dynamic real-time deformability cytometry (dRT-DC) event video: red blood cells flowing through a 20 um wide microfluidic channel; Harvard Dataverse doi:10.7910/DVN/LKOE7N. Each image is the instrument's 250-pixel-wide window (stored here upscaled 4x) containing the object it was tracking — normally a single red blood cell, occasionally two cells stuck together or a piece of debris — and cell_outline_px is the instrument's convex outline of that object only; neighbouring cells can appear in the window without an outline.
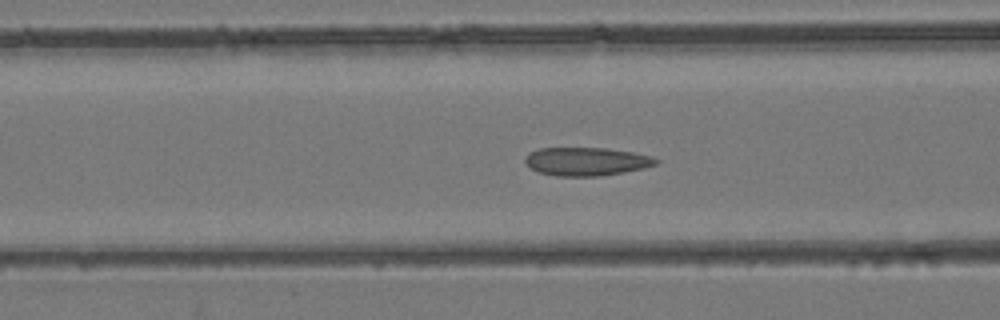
{"species": "common noctule bat (a hibernating species)", "species_latin": "Nyctalus noctula", "temperature_condition": "room temperature", "stored_images_in_passage": 37, "camera_frame_rate_fps": 3000, "um_per_image_px": 0.085, "animal": {"sex": "female", "body_mass_g": 24.6, "forearm_length_mm": 56.2}, "frame": {"image": 1, "passage_image": 12, "time_ms": 3.667, "image_size_px": [1000, 320], "cell_outline_px": [[660, 160], [656, 164], [644, 168], [624, 172], [600, 176], [556, 176], [536, 172], [524, 160], [524, 156], [528, 152], [540, 148], [608, 148], [632, 152], [652, 156]], "centroid_in_image_um": [49.83, 13.72], "position_along_channel_um": 116.8, "area_um2": 21.73}}
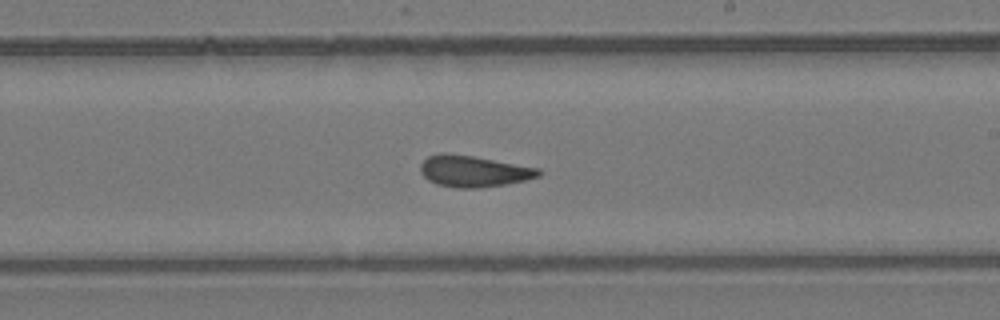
{"frame": {"image": 2, "passage_image": 21, "time_ms": 6.667, "image_size_px": [1000, 320], "cell_outline_px": [[544, 172], [540, 176], [524, 180], [504, 184], [480, 188], [456, 188], [436, 184], [428, 180], [420, 172], [420, 164], [428, 156], [440, 152], [444, 152], [472, 156], [540, 168]], "centroid_in_image_um": [40.24, 14.55], "position_along_channel_um": 248.8, "area_um2": 21.68}}
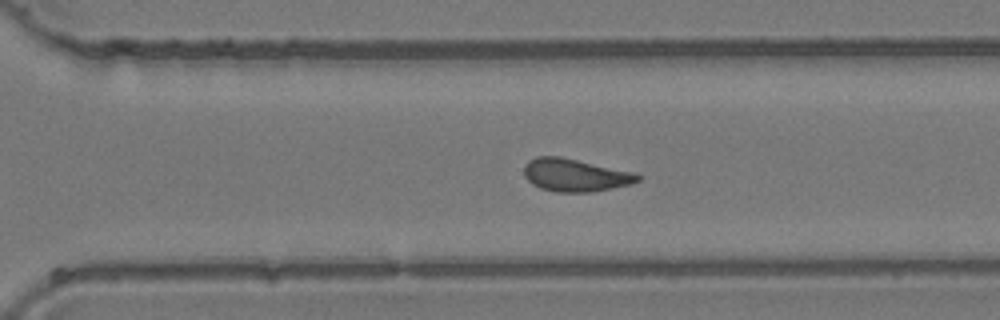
{"frame": {"image": 3, "passage_image": 26, "time_ms": 8.333, "image_size_px": [1000, 320], "cell_outline_px": [[644, 176], [640, 180], [632, 184], [592, 192], [556, 192], [540, 188], [532, 184], [524, 176], [524, 164], [528, 160], [536, 156], [560, 156], [636, 172]], "centroid_in_image_um": [48.92, 14.88], "position_along_channel_um": 321.7, "area_um2": 22.08}}